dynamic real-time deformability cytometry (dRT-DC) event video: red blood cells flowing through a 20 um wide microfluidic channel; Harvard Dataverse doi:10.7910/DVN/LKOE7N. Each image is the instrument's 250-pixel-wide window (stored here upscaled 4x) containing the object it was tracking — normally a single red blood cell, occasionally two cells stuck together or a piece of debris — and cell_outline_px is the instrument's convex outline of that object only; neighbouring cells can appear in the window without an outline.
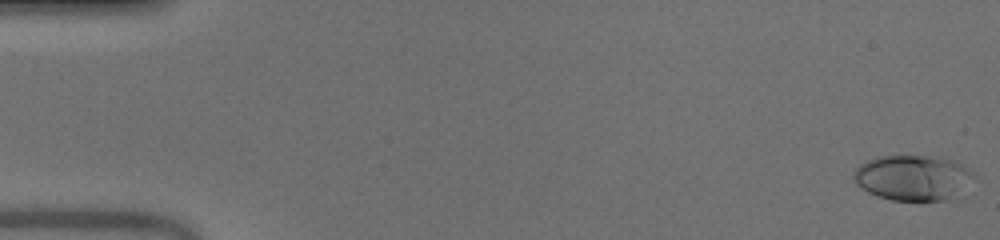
{"species": "human", "species_latin": "Homo sapiens", "temperature_condition": "warm", "stored_images_in_passage": 4, "camera_frame_rate_fps": 3000, "um_per_image_px": 0.085, "donor": {"sex": "male"}, "frame": {"image": 1, "passage_image": 1, "time_ms": 0.0, "image_size_px": [1000, 240], "cell_outline_px": [[980, 176], [944, 200], [920, 204], [892, 200], [868, 192], [860, 188], [852, 180], [852, 172], [860, 164], [876, 156], [924, 156], [948, 160], [964, 164], [976, 172]], "centroid_in_image_um": [77.58, 15.13], "position_along_channel_um": 7.4, "area_um2": 32.37}}